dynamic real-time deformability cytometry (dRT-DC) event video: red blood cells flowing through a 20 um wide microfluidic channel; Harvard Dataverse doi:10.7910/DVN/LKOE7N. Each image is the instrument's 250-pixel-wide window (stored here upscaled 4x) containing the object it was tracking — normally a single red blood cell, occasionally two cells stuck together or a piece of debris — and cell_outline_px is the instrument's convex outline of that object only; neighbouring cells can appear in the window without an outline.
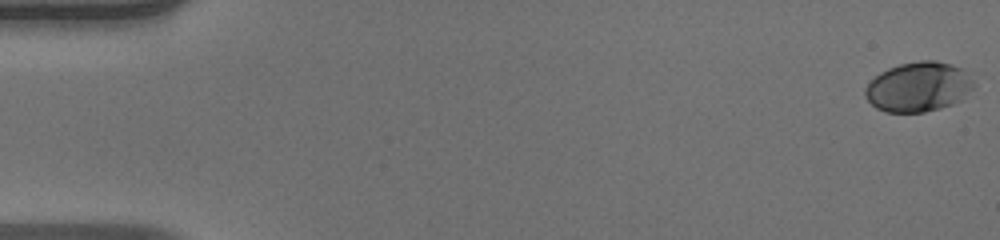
{"species": "human", "species_latin": "Homo sapiens", "temperature_condition": "warm", "stored_images_in_passage": 52, "camera_frame_rate_fps": 3000, "um_per_image_px": 0.085, "donor": {"sex": "male"}, "frame": {"image": 1, "passage_image": 1, "time_ms": 0.0, "image_size_px": [1000, 240], "cell_outline_px": [[976, 84], [960, 100], [952, 104], [940, 108], [924, 112], [884, 112], [876, 108], [864, 96], [864, 88], [880, 72], [888, 68], [900, 64], [920, 60], [936, 60], [960, 68]], "centroid_in_image_um": [78.03, 7.39], "position_along_channel_um": 7.0, "area_um2": 31.21}}
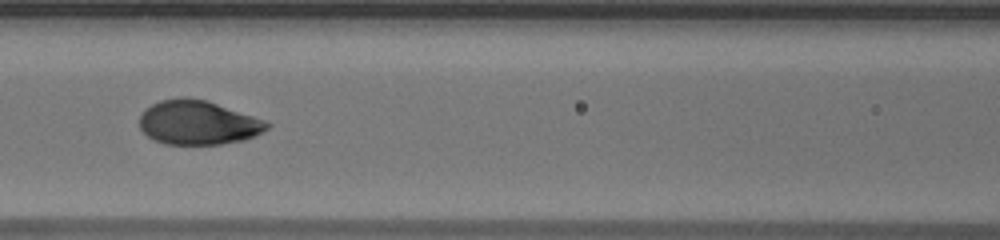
{"frame": {"image": 2, "passage_image": 24, "time_ms": 7.667, "image_size_px": [1000, 240], "cell_outline_px": [[272, 124], [268, 128], [244, 140], [220, 144], [164, 144], [148, 136], [140, 128], [140, 116], [144, 108], [160, 100], [184, 96], [204, 100], [264, 120]], "centroid_in_image_um": [16.78, 10.42], "position_along_channel_um": 149.8, "area_um2": 32.43}}
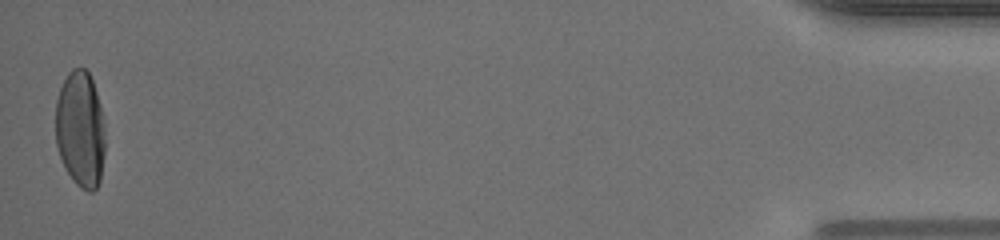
{"frame": {"image": 3, "passage_image": 52, "time_ms": 17.0, "image_size_px": [1000, 240], "cell_outline_px": [[104, 156], [100, 180], [96, 188], [92, 192], [88, 192], [80, 188], [72, 180], [60, 156], [56, 144], [56, 100], [60, 88], [68, 72], [72, 68], [84, 68], [88, 72], [92, 80], [96, 92], [100, 108], [104, 128]], "centroid_in_image_um": [6.82, 11.0], "position_along_channel_um": 428.4, "area_um2": 33.47}, "authors_computed_cell_mechanics": {"area_um2": 32.7726, "velocity_mm_per_s": 3.9603, "shape_relaxation_time_tau1_ms": 3.403, "shape_relaxation_time_tau2_ms": null, "deformation_change_tau1": 0.1788, "deformation_change_tau2": null}}